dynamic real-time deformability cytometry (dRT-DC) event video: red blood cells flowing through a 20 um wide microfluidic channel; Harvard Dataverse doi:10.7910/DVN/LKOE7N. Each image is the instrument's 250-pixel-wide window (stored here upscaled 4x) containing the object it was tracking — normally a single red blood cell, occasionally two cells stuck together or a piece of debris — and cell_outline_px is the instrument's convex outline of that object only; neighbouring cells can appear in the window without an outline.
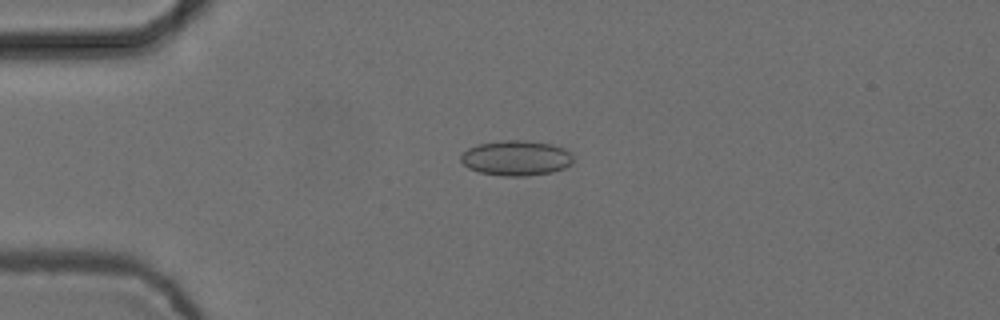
{"species": "common noctule bat (a hibernating species)", "species_latin": "Nyctalus noctula", "temperature_condition": "cold", "stored_images_in_passage": 6, "camera_frame_rate_fps": 3000, "um_per_image_px": 0.085, "animal": {"sex": "female", "body_mass_g": 24.6, "forearm_length_mm": 56.2}, "frame": {"image": 1, "passage_image": 4, "time_ms": 1.0, "image_size_px": [1000, 320], "cell_outline_px": [[572, 164], [564, 168], [552, 172], [528, 176], [500, 176], [480, 172], [468, 168], [460, 160], [460, 156], [468, 148], [476, 144], [504, 140], [524, 140], [552, 144], [564, 148], [572, 152]], "centroid_in_image_um": [43.88, 13.43], "position_along_channel_um": 41.1, "area_um2": 23.24}}